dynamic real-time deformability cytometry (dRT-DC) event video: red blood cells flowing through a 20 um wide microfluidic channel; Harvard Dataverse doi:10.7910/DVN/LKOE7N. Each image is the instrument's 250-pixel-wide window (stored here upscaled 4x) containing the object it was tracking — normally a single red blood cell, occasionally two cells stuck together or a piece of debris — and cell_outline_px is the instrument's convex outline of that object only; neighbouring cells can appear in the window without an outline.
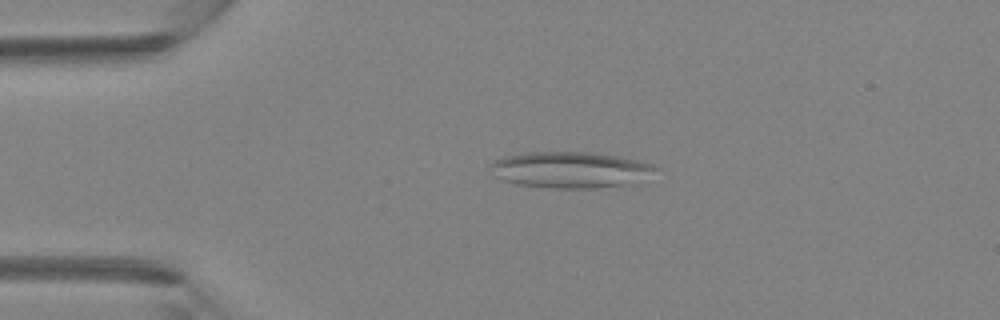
{"species": "Egyptian fruit bat (a non-hibernating species)", "species_latin": "Rousettus aegyptiacus", "temperature_condition": "room temperature", "stored_images_in_passage": 4, "camera_frame_rate_fps": 3000, "um_per_image_px": 0.085, "animal": {"sex": "female"}, "frame": {"image": 1, "passage_image": 3, "time_ms": 0.667, "image_size_px": [1000, 320], "cell_outline_px": [[660, 168], [632, 184], [596, 188], [552, 188], [516, 184], [500, 180], [492, 176], [492, 160], [504, 156], [524, 152], [588, 152], [616, 156], [636, 160], [652, 164]], "centroid_in_image_um": [48.42, 14.44], "position_along_channel_um": 36.6, "area_um2": 34.91}}